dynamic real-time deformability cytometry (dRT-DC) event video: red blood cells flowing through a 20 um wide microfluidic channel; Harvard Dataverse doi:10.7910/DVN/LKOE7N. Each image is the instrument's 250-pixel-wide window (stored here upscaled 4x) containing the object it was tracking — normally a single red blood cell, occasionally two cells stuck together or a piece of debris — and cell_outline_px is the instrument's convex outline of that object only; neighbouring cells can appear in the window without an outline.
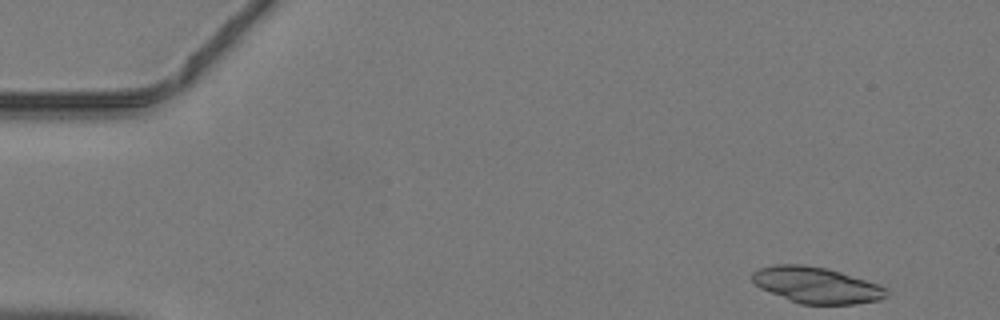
{"species": "common noctule bat (a hibernating species)", "species_latin": "Nyctalus noctula", "temperature_condition": "warm", "stored_images_in_passage": 43, "camera_frame_rate_fps": 3000, "um_per_image_px": 0.085, "animal": {"sex": "male", "body_mass_g": 19.2, "forearm_length_mm": 51.8}, "frame": {"image": 1, "passage_image": 1, "time_ms": 0.0, "image_size_px": [1000, 320], "cell_outline_px": [[888, 296], [880, 300], [856, 304], [800, 304], [760, 288], [752, 280], [752, 272], [760, 268], [776, 264], [804, 264], [828, 268], [876, 284], [884, 288], [888, 292]], "centroid_in_image_um": [69.38, 24.23], "position_along_channel_um": 15.6, "area_um2": 28.03}}
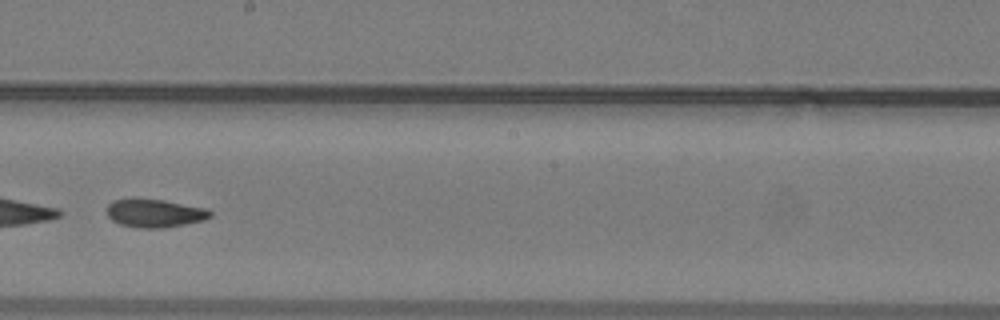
{"frame": {"image": 2, "passage_image": 24, "time_ms": 7.667, "image_size_px": [1000, 320], "cell_outline_px": [[212, 216], [204, 220], [164, 228], [136, 228], [120, 224], [112, 220], [108, 216], [108, 204], [112, 200], [128, 196], [164, 200], [208, 208], [212, 212]], "centroid_in_image_um": [13.12, 18.09], "position_along_channel_um": 235.1, "area_um2": 17.57}}